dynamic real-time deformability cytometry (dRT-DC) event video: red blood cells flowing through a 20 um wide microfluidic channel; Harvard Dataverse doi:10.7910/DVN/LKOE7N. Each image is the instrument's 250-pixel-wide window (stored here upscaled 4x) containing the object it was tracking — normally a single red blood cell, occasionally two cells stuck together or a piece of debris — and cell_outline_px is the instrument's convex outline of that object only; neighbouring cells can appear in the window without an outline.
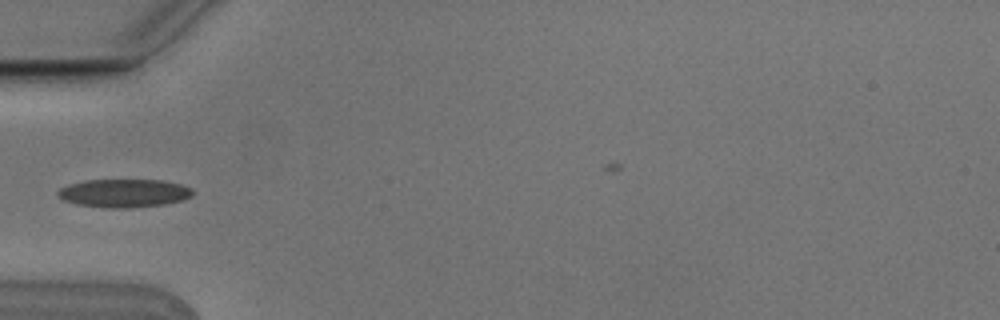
{"species": "Egyptian fruit bat (a non-hibernating species)", "species_latin": "Rousettus aegyptiacus", "temperature_condition": "cold", "stored_images_in_passage": 5, "camera_frame_rate_fps": 3000, "um_per_image_px": 0.085, "animal": {"sex": "male"}, "frame": {"image": 1, "passage_image": 4, "time_ms": 1.0, "image_size_px": [1000, 320], "cell_outline_px": [[196, 192], [192, 196], [184, 200], [164, 204], [128, 208], [104, 208], [76, 204], [64, 200], [56, 196], [56, 192], [60, 188], [68, 184], [84, 180], [164, 180], [180, 184], [192, 188]], "centroid_in_image_um": [10.54, 16.42], "position_along_channel_um": 74.5, "area_um2": 22.54}}